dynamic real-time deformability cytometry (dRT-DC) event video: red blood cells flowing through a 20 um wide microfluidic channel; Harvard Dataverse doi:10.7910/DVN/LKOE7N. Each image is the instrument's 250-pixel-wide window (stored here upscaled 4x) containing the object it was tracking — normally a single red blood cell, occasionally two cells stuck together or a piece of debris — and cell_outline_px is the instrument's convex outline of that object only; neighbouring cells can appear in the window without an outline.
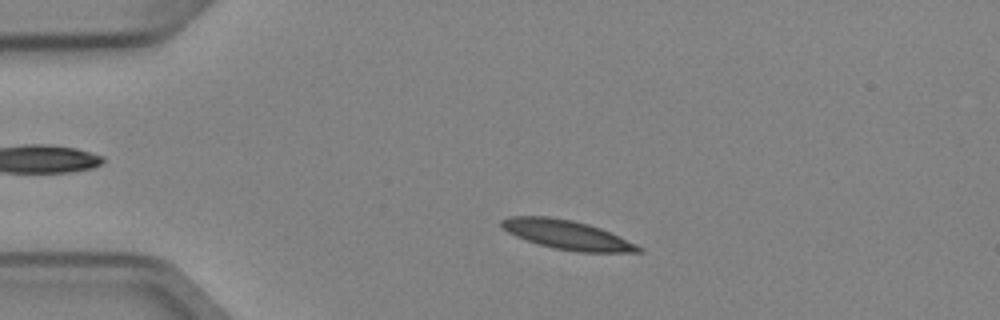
{"species": "Egyptian fruit bat (a non-hibernating species)", "species_latin": "Rousettus aegyptiacus", "temperature_condition": "cold", "stored_images_in_passage": 47, "camera_frame_rate_fps": 3000, "um_per_image_px": 0.085, "animal": {"sex": "female"}, "frame": {"image": 1, "passage_image": 7, "time_ms": 2.0, "image_size_px": [1000, 320], "cell_outline_px": [[644, 252], [576, 252], [552, 248], [516, 236], [508, 232], [500, 224], [500, 220], [508, 216], [548, 216], [572, 220], [588, 224], [600, 228], [636, 244], [644, 248]], "centroid_in_image_um": [48.2, 19.96], "position_along_channel_um": 36.8, "area_um2": 23.12}}
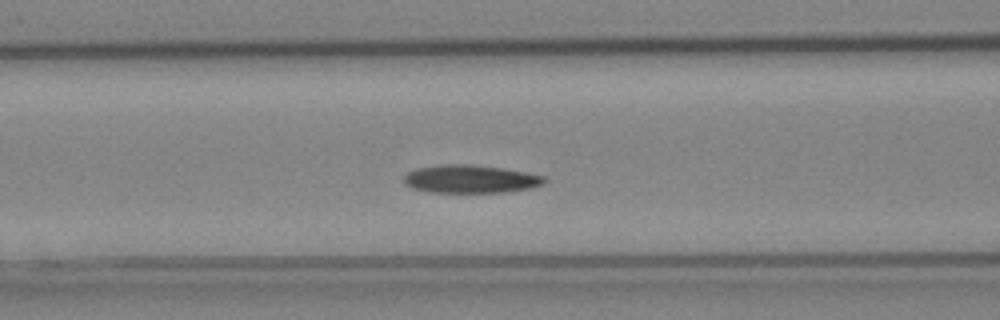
{"frame": {"image": 2, "passage_image": 17, "time_ms": 5.333, "image_size_px": [1000, 320], "cell_outline_px": [[548, 180], [544, 184], [532, 188], [504, 192], [428, 192], [412, 188], [404, 184], [404, 176], [408, 172], [416, 168], [440, 164], [468, 164], [500, 168], [548, 176]], "centroid_in_image_um": [40.0, 15.22], "position_along_channel_um": 126.6, "area_um2": 23.12}}
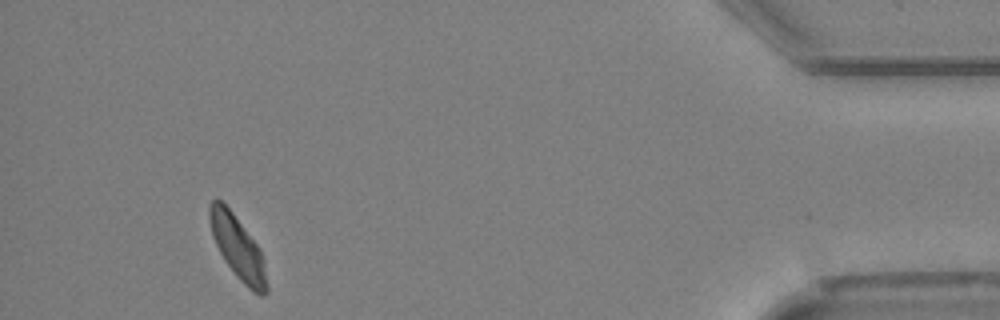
{"frame": {"image": 3, "passage_image": 44, "time_ms": 14.333, "image_size_px": [1000, 320], "cell_outline_px": [[268, 292], [264, 296], [260, 296], [252, 292], [236, 276], [224, 260], [212, 236], [208, 220], [208, 204], [216, 196], [232, 212], [260, 248], [264, 260], [268, 288]], "centroid_in_image_um": [20.2, 21.05], "position_along_channel_um": 415.0, "area_um2": 21.27}, "authors_computed_cell_mechanics": {"area_um2": 22.3686, "velocity_mm_per_s": 3.9042, "shape_relaxation_time_tau1_ms": 2.3613, "shape_relaxation_time_tau2_ms": 4.9334, "deformation_change_tau1": 0.1178, "deformation_change_tau2": 0.0891}}